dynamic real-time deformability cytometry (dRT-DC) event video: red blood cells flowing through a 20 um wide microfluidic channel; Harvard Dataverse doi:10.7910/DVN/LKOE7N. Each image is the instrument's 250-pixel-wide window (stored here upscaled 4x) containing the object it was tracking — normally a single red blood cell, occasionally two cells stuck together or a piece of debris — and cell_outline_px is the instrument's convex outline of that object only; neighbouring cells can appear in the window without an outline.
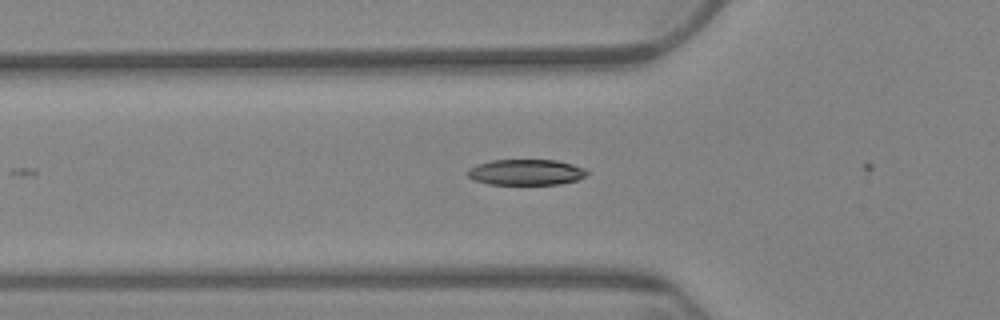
{"species": "Egyptian fruit bat (a non-hibernating species)", "species_latin": "Rousettus aegyptiacus", "temperature_condition": "warm", "stored_images_in_passage": 3, "camera_frame_rate_fps": 3000, "um_per_image_px": 0.085, "animal": {"sex": "female"}, "frame": {"image": 1, "passage_image": 2, "time_ms": 0.333, "image_size_px": [1000, 320], "cell_outline_px": [[588, 172], [584, 176], [576, 180], [560, 184], [488, 184], [472, 180], [464, 172], [468, 168], [476, 164], [492, 160], [556, 160], [572, 164], [584, 168]], "centroid_in_image_um": [44.64, 14.63], "position_along_channel_um": 81.2, "area_um2": 18.03}}